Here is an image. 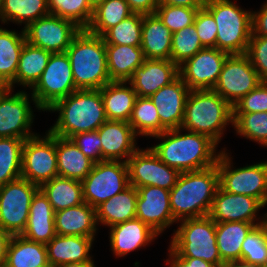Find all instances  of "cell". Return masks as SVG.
<instances>
[{
    "label": "cell",
    "instance_id": "cell-1",
    "mask_svg": "<svg viewBox=\"0 0 267 267\" xmlns=\"http://www.w3.org/2000/svg\"><path fill=\"white\" fill-rule=\"evenodd\" d=\"M182 128L166 130L152 137L162 142L150 147L169 167L179 172L202 170L217 164L221 151L217 143L204 134L186 131ZM217 153V154H216Z\"/></svg>",
    "mask_w": 267,
    "mask_h": 267
},
{
    "label": "cell",
    "instance_id": "cell-2",
    "mask_svg": "<svg viewBox=\"0 0 267 267\" xmlns=\"http://www.w3.org/2000/svg\"><path fill=\"white\" fill-rule=\"evenodd\" d=\"M47 111L58 112L56 123L48 131L62 138L96 131L107 121L100 89L76 90L56 101Z\"/></svg>",
    "mask_w": 267,
    "mask_h": 267
},
{
    "label": "cell",
    "instance_id": "cell-3",
    "mask_svg": "<svg viewBox=\"0 0 267 267\" xmlns=\"http://www.w3.org/2000/svg\"><path fill=\"white\" fill-rule=\"evenodd\" d=\"M219 187L217 165L180 172L175 186L170 190V206L174 220L209 215L216 190Z\"/></svg>",
    "mask_w": 267,
    "mask_h": 267
},
{
    "label": "cell",
    "instance_id": "cell-4",
    "mask_svg": "<svg viewBox=\"0 0 267 267\" xmlns=\"http://www.w3.org/2000/svg\"><path fill=\"white\" fill-rule=\"evenodd\" d=\"M75 86L82 89H101L112 82L109 77L105 43L102 36L81 29L66 49Z\"/></svg>",
    "mask_w": 267,
    "mask_h": 267
},
{
    "label": "cell",
    "instance_id": "cell-5",
    "mask_svg": "<svg viewBox=\"0 0 267 267\" xmlns=\"http://www.w3.org/2000/svg\"><path fill=\"white\" fill-rule=\"evenodd\" d=\"M233 124V107L213 90H190L181 128L207 135L217 144L224 130Z\"/></svg>",
    "mask_w": 267,
    "mask_h": 267
},
{
    "label": "cell",
    "instance_id": "cell-6",
    "mask_svg": "<svg viewBox=\"0 0 267 267\" xmlns=\"http://www.w3.org/2000/svg\"><path fill=\"white\" fill-rule=\"evenodd\" d=\"M217 25L216 48L228 54H246L252 35V11L231 0H206L204 7Z\"/></svg>",
    "mask_w": 267,
    "mask_h": 267
},
{
    "label": "cell",
    "instance_id": "cell-7",
    "mask_svg": "<svg viewBox=\"0 0 267 267\" xmlns=\"http://www.w3.org/2000/svg\"><path fill=\"white\" fill-rule=\"evenodd\" d=\"M179 222L169 245L179 256L200 258L218 267L225 264L216 243V222L209 215Z\"/></svg>",
    "mask_w": 267,
    "mask_h": 267
},
{
    "label": "cell",
    "instance_id": "cell-8",
    "mask_svg": "<svg viewBox=\"0 0 267 267\" xmlns=\"http://www.w3.org/2000/svg\"><path fill=\"white\" fill-rule=\"evenodd\" d=\"M225 149L217 160L219 187L232 194L248 195L267 205V161L233 169Z\"/></svg>",
    "mask_w": 267,
    "mask_h": 267
},
{
    "label": "cell",
    "instance_id": "cell-9",
    "mask_svg": "<svg viewBox=\"0 0 267 267\" xmlns=\"http://www.w3.org/2000/svg\"><path fill=\"white\" fill-rule=\"evenodd\" d=\"M31 98L36 109L46 111L56 101L78 90L66 52L51 54L40 79L31 88Z\"/></svg>",
    "mask_w": 267,
    "mask_h": 267
},
{
    "label": "cell",
    "instance_id": "cell-10",
    "mask_svg": "<svg viewBox=\"0 0 267 267\" xmlns=\"http://www.w3.org/2000/svg\"><path fill=\"white\" fill-rule=\"evenodd\" d=\"M82 186L84 202L96 209L130 186L127 163L110 160L94 163Z\"/></svg>",
    "mask_w": 267,
    "mask_h": 267
},
{
    "label": "cell",
    "instance_id": "cell-11",
    "mask_svg": "<svg viewBox=\"0 0 267 267\" xmlns=\"http://www.w3.org/2000/svg\"><path fill=\"white\" fill-rule=\"evenodd\" d=\"M58 176L56 136L49 131L45 136H32L22 149L21 177L39 187Z\"/></svg>",
    "mask_w": 267,
    "mask_h": 267
},
{
    "label": "cell",
    "instance_id": "cell-12",
    "mask_svg": "<svg viewBox=\"0 0 267 267\" xmlns=\"http://www.w3.org/2000/svg\"><path fill=\"white\" fill-rule=\"evenodd\" d=\"M39 186L20 177L0 186V226L12 236L26 227L33 196Z\"/></svg>",
    "mask_w": 267,
    "mask_h": 267
},
{
    "label": "cell",
    "instance_id": "cell-13",
    "mask_svg": "<svg viewBox=\"0 0 267 267\" xmlns=\"http://www.w3.org/2000/svg\"><path fill=\"white\" fill-rule=\"evenodd\" d=\"M261 82L246 54H231L226 58L212 90L220 94L233 107Z\"/></svg>",
    "mask_w": 267,
    "mask_h": 267
},
{
    "label": "cell",
    "instance_id": "cell-14",
    "mask_svg": "<svg viewBox=\"0 0 267 267\" xmlns=\"http://www.w3.org/2000/svg\"><path fill=\"white\" fill-rule=\"evenodd\" d=\"M126 163L129 184L135 188L156 186L170 191L180 174L162 162L151 148L138 149Z\"/></svg>",
    "mask_w": 267,
    "mask_h": 267
},
{
    "label": "cell",
    "instance_id": "cell-15",
    "mask_svg": "<svg viewBox=\"0 0 267 267\" xmlns=\"http://www.w3.org/2000/svg\"><path fill=\"white\" fill-rule=\"evenodd\" d=\"M81 29L72 21L49 14L24 28L26 42L48 52L64 53Z\"/></svg>",
    "mask_w": 267,
    "mask_h": 267
},
{
    "label": "cell",
    "instance_id": "cell-16",
    "mask_svg": "<svg viewBox=\"0 0 267 267\" xmlns=\"http://www.w3.org/2000/svg\"><path fill=\"white\" fill-rule=\"evenodd\" d=\"M6 88L0 95V138L15 137L26 140L35 133H31L34 115L26 91Z\"/></svg>",
    "mask_w": 267,
    "mask_h": 267
},
{
    "label": "cell",
    "instance_id": "cell-17",
    "mask_svg": "<svg viewBox=\"0 0 267 267\" xmlns=\"http://www.w3.org/2000/svg\"><path fill=\"white\" fill-rule=\"evenodd\" d=\"M229 55L216 47H205L179 66V76L189 90H212Z\"/></svg>",
    "mask_w": 267,
    "mask_h": 267
},
{
    "label": "cell",
    "instance_id": "cell-18",
    "mask_svg": "<svg viewBox=\"0 0 267 267\" xmlns=\"http://www.w3.org/2000/svg\"><path fill=\"white\" fill-rule=\"evenodd\" d=\"M136 218L160 235L174 222L170 206V191L156 186L137 188Z\"/></svg>",
    "mask_w": 267,
    "mask_h": 267
},
{
    "label": "cell",
    "instance_id": "cell-19",
    "mask_svg": "<svg viewBox=\"0 0 267 267\" xmlns=\"http://www.w3.org/2000/svg\"><path fill=\"white\" fill-rule=\"evenodd\" d=\"M264 205L256 198L248 195H237L222 190H216L209 216L216 222L240 221L247 223H265V214L262 220L257 218L259 209Z\"/></svg>",
    "mask_w": 267,
    "mask_h": 267
},
{
    "label": "cell",
    "instance_id": "cell-20",
    "mask_svg": "<svg viewBox=\"0 0 267 267\" xmlns=\"http://www.w3.org/2000/svg\"><path fill=\"white\" fill-rule=\"evenodd\" d=\"M179 76V67L171 60L145 59L127 81L137 96L150 97L160 88L170 84Z\"/></svg>",
    "mask_w": 267,
    "mask_h": 267
},
{
    "label": "cell",
    "instance_id": "cell-21",
    "mask_svg": "<svg viewBox=\"0 0 267 267\" xmlns=\"http://www.w3.org/2000/svg\"><path fill=\"white\" fill-rule=\"evenodd\" d=\"M97 131L102 160L126 162L139 149L136 147L138 135L126 121L107 120Z\"/></svg>",
    "mask_w": 267,
    "mask_h": 267
},
{
    "label": "cell",
    "instance_id": "cell-22",
    "mask_svg": "<svg viewBox=\"0 0 267 267\" xmlns=\"http://www.w3.org/2000/svg\"><path fill=\"white\" fill-rule=\"evenodd\" d=\"M189 93L188 86L178 76L150 96L157 107L160 123L167 130L181 128Z\"/></svg>",
    "mask_w": 267,
    "mask_h": 267
},
{
    "label": "cell",
    "instance_id": "cell-23",
    "mask_svg": "<svg viewBox=\"0 0 267 267\" xmlns=\"http://www.w3.org/2000/svg\"><path fill=\"white\" fill-rule=\"evenodd\" d=\"M110 246L116 257H124L130 252L142 248L158 234L138 218H134L110 227Z\"/></svg>",
    "mask_w": 267,
    "mask_h": 267
},
{
    "label": "cell",
    "instance_id": "cell-24",
    "mask_svg": "<svg viewBox=\"0 0 267 267\" xmlns=\"http://www.w3.org/2000/svg\"><path fill=\"white\" fill-rule=\"evenodd\" d=\"M54 214L48 198L39 189L32 198L27 224L21 235L46 245L56 236Z\"/></svg>",
    "mask_w": 267,
    "mask_h": 267
},
{
    "label": "cell",
    "instance_id": "cell-25",
    "mask_svg": "<svg viewBox=\"0 0 267 267\" xmlns=\"http://www.w3.org/2000/svg\"><path fill=\"white\" fill-rule=\"evenodd\" d=\"M56 235L95 238L97 232L96 209L87 203L55 212Z\"/></svg>",
    "mask_w": 267,
    "mask_h": 267
},
{
    "label": "cell",
    "instance_id": "cell-26",
    "mask_svg": "<svg viewBox=\"0 0 267 267\" xmlns=\"http://www.w3.org/2000/svg\"><path fill=\"white\" fill-rule=\"evenodd\" d=\"M94 238L56 235L46 244L48 262L55 266L65 263L93 261L90 256Z\"/></svg>",
    "mask_w": 267,
    "mask_h": 267
},
{
    "label": "cell",
    "instance_id": "cell-27",
    "mask_svg": "<svg viewBox=\"0 0 267 267\" xmlns=\"http://www.w3.org/2000/svg\"><path fill=\"white\" fill-rule=\"evenodd\" d=\"M172 32L154 14L143 15L141 48L146 59L170 60Z\"/></svg>",
    "mask_w": 267,
    "mask_h": 267
},
{
    "label": "cell",
    "instance_id": "cell-28",
    "mask_svg": "<svg viewBox=\"0 0 267 267\" xmlns=\"http://www.w3.org/2000/svg\"><path fill=\"white\" fill-rule=\"evenodd\" d=\"M263 223L240 221L216 223V243L222 261L235 264L241 261V246L248 233Z\"/></svg>",
    "mask_w": 267,
    "mask_h": 267
},
{
    "label": "cell",
    "instance_id": "cell-29",
    "mask_svg": "<svg viewBox=\"0 0 267 267\" xmlns=\"http://www.w3.org/2000/svg\"><path fill=\"white\" fill-rule=\"evenodd\" d=\"M127 84L126 81H112L100 89L107 120L129 122L137 94Z\"/></svg>",
    "mask_w": 267,
    "mask_h": 267
},
{
    "label": "cell",
    "instance_id": "cell-30",
    "mask_svg": "<svg viewBox=\"0 0 267 267\" xmlns=\"http://www.w3.org/2000/svg\"><path fill=\"white\" fill-rule=\"evenodd\" d=\"M111 81H128L135 69L145 61L140 46L105 44Z\"/></svg>",
    "mask_w": 267,
    "mask_h": 267
},
{
    "label": "cell",
    "instance_id": "cell-31",
    "mask_svg": "<svg viewBox=\"0 0 267 267\" xmlns=\"http://www.w3.org/2000/svg\"><path fill=\"white\" fill-rule=\"evenodd\" d=\"M138 190L129 186L96 208V220L109 227L136 218Z\"/></svg>",
    "mask_w": 267,
    "mask_h": 267
},
{
    "label": "cell",
    "instance_id": "cell-32",
    "mask_svg": "<svg viewBox=\"0 0 267 267\" xmlns=\"http://www.w3.org/2000/svg\"><path fill=\"white\" fill-rule=\"evenodd\" d=\"M58 176L83 181L90 173L94 162L68 138L56 136Z\"/></svg>",
    "mask_w": 267,
    "mask_h": 267
},
{
    "label": "cell",
    "instance_id": "cell-33",
    "mask_svg": "<svg viewBox=\"0 0 267 267\" xmlns=\"http://www.w3.org/2000/svg\"><path fill=\"white\" fill-rule=\"evenodd\" d=\"M20 32L0 27V81L10 89L14 87L20 54L26 42L24 28Z\"/></svg>",
    "mask_w": 267,
    "mask_h": 267
},
{
    "label": "cell",
    "instance_id": "cell-34",
    "mask_svg": "<svg viewBox=\"0 0 267 267\" xmlns=\"http://www.w3.org/2000/svg\"><path fill=\"white\" fill-rule=\"evenodd\" d=\"M39 189L48 198L54 212L84 203L82 182L78 180L57 176Z\"/></svg>",
    "mask_w": 267,
    "mask_h": 267
},
{
    "label": "cell",
    "instance_id": "cell-35",
    "mask_svg": "<svg viewBox=\"0 0 267 267\" xmlns=\"http://www.w3.org/2000/svg\"><path fill=\"white\" fill-rule=\"evenodd\" d=\"M47 263L45 244L30 241L22 235L12 236L4 267H41Z\"/></svg>",
    "mask_w": 267,
    "mask_h": 267
},
{
    "label": "cell",
    "instance_id": "cell-36",
    "mask_svg": "<svg viewBox=\"0 0 267 267\" xmlns=\"http://www.w3.org/2000/svg\"><path fill=\"white\" fill-rule=\"evenodd\" d=\"M51 54L47 50L25 42L20 54L14 86L18 84L31 89L40 79Z\"/></svg>",
    "mask_w": 267,
    "mask_h": 267
},
{
    "label": "cell",
    "instance_id": "cell-37",
    "mask_svg": "<svg viewBox=\"0 0 267 267\" xmlns=\"http://www.w3.org/2000/svg\"><path fill=\"white\" fill-rule=\"evenodd\" d=\"M47 0H2L1 23L15 22L26 28L31 22L49 15Z\"/></svg>",
    "mask_w": 267,
    "mask_h": 267
},
{
    "label": "cell",
    "instance_id": "cell-38",
    "mask_svg": "<svg viewBox=\"0 0 267 267\" xmlns=\"http://www.w3.org/2000/svg\"><path fill=\"white\" fill-rule=\"evenodd\" d=\"M128 123L139 136L152 137L167 130L160 123L157 107L150 97L137 96Z\"/></svg>",
    "mask_w": 267,
    "mask_h": 267
},
{
    "label": "cell",
    "instance_id": "cell-39",
    "mask_svg": "<svg viewBox=\"0 0 267 267\" xmlns=\"http://www.w3.org/2000/svg\"><path fill=\"white\" fill-rule=\"evenodd\" d=\"M132 14L126 0H106L94 9L93 18L87 30L102 36L108 29Z\"/></svg>",
    "mask_w": 267,
    "mask_h": 267
},
{
    "label": "cell",
    "instance_id": "cell-40",
    "mask_svg": "<svg viewBox=\"0 0 267 267\" xmlns=\"http://www.w3.org/2000/svg\"><path fill=\"white\" fill-rule=\"evenodd\" d=\"M24 142L15 137L0 138V186L21 177Z\"/></svg>",
    "mask_w": 267,
    "mask_h": 267
},
{
    "label": "cell",
    "instance_id": "cell-41",
    "mask_svg": "<svg viewBox=\"0 0 267 267\" xmlns=\"http://www.w3.org/2000/svg\"><path fill=\"white\" fill-rule=\"evenodd\" d=\"M50 14L72 21L80 29H87L94 10L87 0H47Z\"/></svg>",
    "mask_w": 267,
    "mask_h": 267
},
{
    "label": "cell",
    "instance_id": "cell-42",
    "mask_svg": "<svg viewBox=\"0 0 267 267\" xmlns=\"http://www.w3.org/2000/svg\"><path fill=\"white\" fill-rule=\"evenodd\" d=\"M241 263L267 267V224L255 226L241 246Z\"/></svg>",
    "mask_w": 267,
    "mask_h": 267
},
{
    "label": "cell",
    "instance_id": "cell-43",
    "mask_svg": "<svg viewBox=\"0 0 267 267\" xmlns=\"http://www.w3.org/2000/svg\"><path fill=\"white\" fill-rule=\"evenodd\" d=\"M142 22L143 15L133 13L102 35L104 43L141 46Z\"/></svg>",
    "mask_w": 267,
    "mask_h": 267
},
{
    "label": "cell",
    "instance_id": "cell-44",
    "mask_svg": "<svg viewBox=\"0 0 267 267\" xmlns=\"http://www.w3.org/2000/svg\"><path fill=\"white\" fill-rule=\"evenodd\" d=\"M172 48L170 60L178 67L187 59L192 58L205 48L200 41L194 23L172 33Z\"/></svg>",
    "mask_w": 267,
    "mask_h": 267
},
{
    "label": "cell",
    "instance_id": "cell-45",
    "mask_svg": "<svg viewBox=\"0 0 267 267\" xmlns=\"http://www.w3.org/2000/svg\"><path fill=\"white\" fill-rule=\"evenodd\" d=\"M236 134L267 146V112L233 114Z\"/></svg>",
    "mask_w": 267,
    "mask_h": 267
},
{
    "label": "cell",
    "instance_id": "cell-46",
    "mask_svg": "<svg viewBox=\"0 0 267 267\" xmlns=\"http://www.w3.org/2000/svg\"><path fill=\"white\" fill-rule=\"evenodd\" d=\"M197 11L196 8L159 4L155 14L174 33L192 25Z\"/></svg>",
    "mask_w": 267,
    "mask_h": 267
},
{
    "label": "cell",
    "instance_id": "cell-47",
    "mask_svg": "<svg viewBox=\"0 0 267 267\" xmlns=\"http://www.w3.org/2000/svg\"><path fill=\"white\" fill-rule=\"evenodd\" d=\"M267 112V81H262L233 106V114Z\"/></svg>",
    "mask_w": 267,
    "mask_h": 267
},
{
    "label": "cell",
    "instance_id": "cell-48",
    "mask_svg": "<svg viewBox=\"0 0 267 267\" xmlns=\"http://www.w3.org/2000/svg\"><path fill=\"white\" fill-rule=\"evenodd\" d=\"M246 55L262 81H267V36H251Z\"/></svg>",
    "mask_w": 267,
    "mask_h": 267
},
{
    "label": "cell",
    "instance_id": "cell-49",
    "mask_svg": "<svg viewBox=\"0 0 267 267\" xmlns=\"http://www.w3.org/2000/svg\"><path fill=\"white\" fill-rule=\"evenodd\" d=\"M194 25L201 44L204 47H216L217 25L213 16L205 8L197 11Z\"/></svg>",
    "mask_w": 267,
    "mask_h": 267
},
{
    "label": "cell",
    "instance_id": "cell-50",
    "mask_svg": "<svg viewBox=\"0 0 267 267\" xmlns=\"http://www.w3.org/2000/svg\"><path fill=\"white\" fill-rule=\"evenodd\" d=\"M71 141L88 157L92 162L98 163L102 160L101 140L98 131L82 132L73 135Z\"/></svg>",
    "mask_w": 267,
    "mask_h": 267
},
{
    "label": "cell",
    "instance_id": "cell-51",
    "mask_svg": "<svg viewBox=\"0 0 267 267\" xmlns=\"http://www.w3.org/2000/svg\"><path fill=\"white\" fill-rule=\"evenodd\" d=\"M168 250L170 259L166 263L170 267H218L200 258L181 257L171 247Z\"/></svg>",
    "mask_w": 267,
    "mask_h": 267
},
{
    "label": "cell",
    "instance_id": "cell-52",
    "mask_svg": "<svg viewBox=\"0 0 267 267\" xmlns=\"http://www.w3.org/2000/svg\"><path fill=\"white\" fill-rule=\"evenodd\" d=\"M267 36V1L260 11H252V35Z\"/></svg>",
    "mask_w": 267,
    "mask_h": 267
},
{
    "label": "cell",
    "instance_id": "cell-53",
    "mask_svg": "<svg viewBox=\"0 0 267 267\" xmlns=\"http://www.w3.org/2000/svg\"><path fill=\"white\" fill-rule=\"evenodd\" d=\"M126 2L133 13L142 15L154 14L159 5V0H126Z\"/></svg>",
    "mask_w": 267,
    "mask_h": 267
},
{
    "label": "cell",
    "instance_id": "cell-54",
    "mask_svg": "<svg viewBox=\"0 0 267 267\" xmlns=\"http://www.w3.org/2000/svg\"><path fill=\"white\" fill-rule=\"evenodd\" d=\"M159 4L184 6L199 10L205 7L206 0H159Z\"/></svg>",
    "mask_w": 267,
    "mask_h": 267
},
{
    "label": "cell",
    "instance_id": "cell-55",
    "mask_svg": "<svg viewBox=\"0 0 267 267\" xmlns=\"http://www.w3.org/2000/svg\"><path fill=\"white\" fill-rule=\"evenodd\" d=\"M12 235L0 226V265H5L7 249Z\"/></svg>",
    "mask_w": 267,
    "mask_h": 267
},
{
    "label": "cell",
    "instance_id": "cell-56",
    "mask_svg": "<svg viewBox=\"0 0 267 267\" xmlns=\"http://www.w3.org/2000/svg\"><path fill=\"white\" fill-rule=\"evenodd\" d=\"M57 267H96V266L94 265V261H86V262L65 263Z\"/></svg>",
    "mask_w": 267,
    "mask_h": 267
},
{
    "label": "cell",
    "instance_id": "cell-57",
    "mask_svg": "<svg viewBox=\"0 0 267 267\" xmlns=\"http://www.w3.org/2000/svg\"><path fill=\"white\" fill-rule=\"evenodd\" d=\"M106 0H87L90 7L94 10L96 9L100 4L105 2Z\"/></svg>",
    "mask_w": 267,
    "mask_h": 267
},
{
    "label": "cell",
    "instance_id": "cell-58",
    "mask_svg": "<svg viewBox=\"0 0 267 267\" xmlns=\"http://www.w3.org/2000/svg\"><path fill=\"white\" fill-rule=\"evenodd\" d=\"M235 265H236L237 267H261V266H254V265H246V264L241 263V262H239V263H235Z\"/></svg>",
    "mask_w": 267,
    "mask_h": 267
},
{
    "label": "cell",
    "instance_id": "cell-59",
    "mask_svg": "<svg viewBox=\"0 0 267 267\" xmlns=\"http://www.w3.org/2000/svg\"><path fill=\"white\" fill-rule=\"evenodd\" d=\"M7 87L0 81V95L3 93V91L6 89Z\"/></svg>",
    "mask_w": 267,
    "mask_h": 267
},
{
    "label": "cell",
    "instance_id": "cell-60",
    "mask_svg": "<svg viewBox=\"0 0 267 267\" xmlns=\"http://www.w3.org/2000/svg\"><path fill=\"white\" fill-rule=\"evenodd\" d=\"M41 267H57V266H55V265L51 264L50 262H48L47 264H45V265H43Z\"/></svg>",
    "mask_w": 267,
    "mask_h": 267
},
{
    "label": "cell",
    "instance_id": "cell-61",
    "mask_svg": "<svg viewBox=\"0 0 267 267\" xmlns=\"http://www.w3.org/2000/svg\"><path fill=\"white\" fill-rule=\"evenodd\" d=\"M220 267H237L235 264H224Z\"/></svg>",
    "mask_w": 267,
    "mask_h": 267
},
{
    "label": "cell",
    "instance_id": "cell-62",
    "mask_svg": "<svg viewBox=\"0 0 267 267\" xmlns=\"http://www.w3.org/2000/svg\"><path fill=\"white\" fill-rule=\"evenodd\" d=\"M265 223L267 224V213L265 214Z\"/></svg>",
    "mask_w": 267,
    "mask_h": 267
},
{
    "label": "cell",
    "instance_id": "cell-63",
    "mask_svg": "<svg viewBox=\"0 0 267 267\" xmlns=\"http://www.w3.org/2000/svg\"><path fill=\"white\" fill-rule=\"evenodd\" d=\"M1 6H2V0H0V10H1Z\"/></svg>",
    "mask_w": 267,
    "mask_h": 267
}]
</instances>
